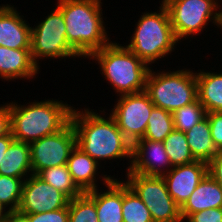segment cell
<instances>
[{
    "label": "cell",
    "mask_w": 222,
    "mask_h": 222,
    "mask_svg": "<svg viewBox=\"0 0 222 222\" xmlns=\"http://www.w3.org/2000/svg\"><path fill=\"white\" fill-rule=\"evenodd\" d=\"M73 109L71 123L76 133V145L97 163L104 159H132V143L118 128L114 118H104L89 109Z\"/></svg>",
    "instance_id": "cell-1"
},
{
    "label": "cell",
    "mask_w": 222,
    "mask_h": 222,
    "mask_svg": "<svg viewBox=\"0 0 222 222\" xmlns=\"http://www.w3.org/2000/svg\"><path fill=\"white\" fill-rule=\"evenodd\" d=\"M63 14L68 44L81 56L107 46L109 38L104 27L101 0H58Z\"/></svg>",
    "instance_id": "cell-2"
},
{
    "label": "cell",
    "mask_w": 222,
    "mask_h": 222,
    "mask_svg": "<svg viewBox=\"0 0 222 222\" xmlns=\"http://www.w3.org/2000/svg\"><path fill=\"white\" fill-rule=\"evenodd\" d=\"M73 108L63 101L45 100L30 105L9 104L11 134L31 143L61 131L70 121Z\"/></svg>",
    "instance_id": "cell-3"
},
{
    "label": "cell",
    "mask_w": 222,
    "mask_h": 222,
    "mask_svg": "<svg viewBox=\"0 0 222 222\" xmlns=\"http://www.w3.org/2000/svg\"><path fill=\"white\" fill-rule=\"evenodd\" d=\"M88 58L98 61L104 77L120 96L145 91L150 67L125 46L111 41Z\"/></svg>",
    "instance_id": "cell-4"
},
{
    "label": "cell",
    "mask_w": 222,
    "mask_h": 222,
    "mask_svg": "<svg viewBox=\"0 0 222 222\" xmlns=\"http://www.w3.org/2000/svg\"><path fill=\"white\" fill-rule=\"evenodd\" d=\"M159 8L160 13L141 15L131 42L125 46L148 65L171 53L178 42L166 6L162 3Z\"/></svg>",
    "instance_id": "cell-5"
},
{
    "label": "cell",
    "mask_w": 222,
    "mask_h": 222,
    "mask_svg": "<svg viewBox=\"0 0 222 222\" xmlns=\"http://www.w3.org/2000/svg\"><path fill=\"white\" fill-rule=\"evenodd\" d=\"M152 72L150 68L145 92L156 107L173 113L198 99L196 73L186 69Z\"/></svg>",
    "instance_id": "cell-6"
},
{
    "label": "cell",
    "mask_w": 222,
    "mask_h": 222,
    "mask_svg": "<svg viewBox=\"0 0 222 222\" xmlns=\"http://www.w3.org/2000/svg\"><path fill=\"white\" fill-rule=\"evenodd\" d=\"M162 3L169 12L177 41L198 34L211 20L222 27V10L216 11L217 0H162Z\"/></svg>",
    "instance_id": "cell-7"
},
{
    "label": "cell",
    "mask_w": 222,
    "mask_h": 222,
    "mask_svg": "<svg viewBox=\"0 0 222 222\" xmlns=\"http://www.w3.org/2000/svg\"><path fill=\"white\" fill-rule=\"evenodd\" d=\"M127 184L151 213L153 222H182L180 207L168 193L163 177L127 173Z\"/></svg>",
    "instance_id": "cell-8"
},
{
    "label": "cell",
    "mask_w": 222,
    "mask_h": 222,
    "mask_svg": "<svg viewBox=\"0 0 222 222\" xmlns=\"http://www.w3.org/2000/svg\"><path fill=\"white\" fill-rule=\"evenodd\" d=\"M62 11L55 10L35 28L31 27V56L38 66L42 57L61 58L80 55L68 44Z\"/></svg>",
    "instance_id": "cell-9"
},
{
    "label": "cell",
    "mask_w": 222,
    "mask_h": 222,
    "mask_svg": "<svg viewBox=\"0 0 222 222\" xmlns=\"http://www.w3.org/2000/svg\"><path fill=\"white\" fill-rule=\"evenodd\" d=\"M33 174L67 164L76 146V133L71 121L61 130L29 143Z\"/></svg>",
    "instance_id": "cell-10"
},
{
    "label": "cell",
    "mask_w": 222,
    "mask_h": 222,
    "mask_svg": "<svg viewBox=\"0 0 222 222\" xmlns=\"http://www.w3.org/2000/svg\"><path fill=\"white\" fill-rule=\"evenodd\" d=\"M154 106L145 91L122 95L110 115L124 136L133 144L144 137Z\"/></svg>",
    "instance_id": "cell-11"
},
{
    "label": "cell",
    "mask_w": 222,
    "mask_h": 222,
    "mask_svg": "<svg viewBox=\"0 0 222 222\" xmlns=\"http://www.w3.org/2000/svg\"><path fill=\"white\" fill-rule=\"evenodd\" d=\"M70 198L63 192L42 180L36 174H30L23 182L21 201L17 212L21 214H39L68 208Z\"/></svg>",
    "instance_id": "cell-12"
},
{
    "label": "cell",
    "mask_w": 222,
    "mask_h": 222,
    "mask_svg": "<svg viewBox=\"0 0 222 222\" xmlns=\"http://www.w3.org/2000/svg\"><path fill=\"white\" fill-rule=\"evenodd\" d=\"M130 162L127 171L146 176L163 177L168 172L167 170L170 171L172 168L164 143L143 138L132 144V160ZM164 167H166V171H164Z\"/></svg>",
    "instance_id": "cell-13"
},
{
    "label": "cell",
    "mask_w": 222,
    "mask_h": 222,
    "mask_svg": "<svg viewBox=\"0 0 222 222\" xmlns=\"http://www.w3.org/2000/svg\"><path fill=\"white\" fill-rule=\"evenodd\" d=\"M207 173L208 163L196 160L189 164L172 167L163 178L168 193L181 208Z\"/></svg>",
    "instance_id": "cell-14"
},
{
    "label": "cell",
    "mask_w": 222,
    "mask_h": 222,
    "mask_svg": "<svg viewBox=\"0 0 222 222\" xmlns=\"http://www.w3.org/2000/svg\"><path fill=\"white\" fill-rule=\"evenodd\" d=\"M13 6H0V46L31 49V27Z\"/></svg>",
    "instance_id": "cell-15"
},
{
    "label": "cell",
    "mask_w": 222,
    "mask_h": 222,
    "mask_svg": "<svg viewBox=\"0 0 222 222\" xmlns=\"http://www.w3.org/2000/svg\"><path fill=\"white\" fill-rule=\"evenodd\" d=\"M108 190L98 193V189L86 193L95 201L99 222H123L122 182L106 174L102 177Z\"/></svg>",
    "instance_id": "cell-16"
},
{
    "label": "cell",
    "mask_w": 222,
    "mask_h": 222,
    "mask_svg": "<svg viewBox=\"0 0 222 222\" xmlns=\"http://www.w3.org/2000/svg\"><path fill=\"white\" fill-rule=\"evenodd\" d=\"M222 208V189L216 180L207 173L180 208L182 221L192 213L206 209Z\"/></svg>",
    "instance_id": "cell-17"
},
{
    "label": "cell",
    "mask_w": 222,
    "mask_h": 222,
    "mask_svg": "<svg viewBox=\"0 0 222 222\" xmlns=\"http://www.w3.org/2000/svg\"><path fill=\"white\" fill-rule=\"evenodd\" d=\"M38 69L39 66L34 63L30 49L0 46V78L4 80L29 79L38 73Z\"/></svg>",
    "instance_id": "cell-18"
},
{
    "label": "cell",
    "mask_w": 222,
    "mask_h": 222,
    "mask_svg": "<svg viewBox=\"0 0 222 222\" xmlns=\"http://www.w3.org/2000/svg\"><path fill=\"white\" fill-rule=\"evenodd\" d=\"M98 166L99 163L77 145L71 151L67 161V168L73 181L83 192L98 188L95 183Z\"/></svg>",
    "instance_id": "cell-19"
},
{
    "label": "cell",
    "mask_w": 222,
    "mask_h": 222,
    "mask_svg": "<svg viewBox=\"0 0 222 222\" xmlns=\"http://www.w3.org/2000/svg\"><path fill=\"white\" fill-rule=\"evenodd\" d=\"M31 172V154L29 143L14 140L5 152L4 161L0 163V175L23 178Z\"/></svg>",
    "instance_id": "cell-20"
},
{
    "label": "cell",
    "mask_w": 222,
    "mask_h": 222,
    "mask_svg": "<svg viewBox=\"0 0 222 222\" xmlns=\"http://www.w3.org/2000/svg\"><path fill=\"white\" fill-rule=\"evenodd\" d=\"M198 100L208 112H222V73H196Z\"/></svg>",
    "instance_id": "cell-21"
},
{
    "label": "cell",
    "mask_w": 222,
    "mask_h": 222,
    "mask_svg": "<svg viewBox=\"0 0 222 222\" xmlns=\"http://www.w3.org/2000/svg\"><path fill=\"white\" fill-rule=\"evenodd\" d=\"M185 135L196 160L209 163L215 157L218 150L214 146L207 117L185 132Z\"/></svg>",
    "instance_id": "cell-22"
},
{
    "label": "cell",
    "mask_w": 222,
    "mask_h": 222,
    "mask_svg": "<svg viewBox=\"0 0 222 222\" xmlns=\"http://www.w3.org/2000/svg\"><path fill=\"white\" fill-rule=\"evenodd\" d=\"M36 175L55 189L66 194L70 199L84 193L73 181L67 164L41 170Z\"/></svg>",
    "instance_id": "cell-23"
},
{
    "label": "cell",
    "mask_w": 222,
    "mask_h": 222,
    "mask_svg": "<svg viewBox=\"0 0 222 222\" xmlns=\"http://www.w3.org/2000/svg\"><path fill=\"white\" fill-rule=\"evenodd\" d=\"M123 222H153L152 216L144 202L126 183H122Z\"/></svg>",
    "instance_id": "cell-24"
},
{
    "label": "cell",
    "mask_w": 222,
    "mask_h": 222,
    "mask_svg": "<svg viewBox=\"0 0 222 222\" xmlns=\"http://www.w3.org/2000/svg\"><path fill=\"white\" fill-rule=\"evenodd\" d=\"M163 143L172 167L196 161L187 143L185 132L174 129Z\"/></svg>",
    "instance_id": "cell-25"
},
{
    "label": "cell",
    "mask_w": 222,
    "mask_h": 222,
    "mask_svg": "<svg viewBox=\"0 0 222 222\" xmlns=\"http://www.w3.org/2000/svg\"><path fill=\"white\" fill-rule=\"evenodd\" d=\"M173 130L172 113L154 106L150 113L143 139L163 142Z\"/></svg>",
    "instance_id": "cell-26"
},
{
    "label": "cell",
    "mask_w": 222,
    "mask_h": 222,
    "mask_svg": "<svg viewBox=\"0 0 222 222\" xmlns=\"http://www.w3.org/2000/svg\"><path fill=\"white\" fill-rule=\"evenodd\" d=\"M174 129L187 132L195 124L206 117V111L200 101L197 99L191 104L185 105L172 113Z\"/></svg>",
    "instance_id": "cell-27"
},
{
    "label": "cell",
    "mask_w": 222,
    "mask_h": 222,
    "mask_svg": "<svg viewBox=\"0 0 222 222\" xmlns=\"http://www.w3.org/2000/svg\"><path fill=\"white\" fill-rule=\"evenodd\" d=\"M68 213V222H99L95 201L86 192L70 199Z\"/></svg>",
    "instance_id": "cell-28"
},
{
    "label": "cell",
    "mask_w": 222,
    "mask_h": 222,
    "mask_svg": "<svg viewBox=\"0 0 222 222\" xmlns=\"http://www.w3.org/2000/svg\"><path fill=\"white\" fill-rule=\"evenodd\" d=\"M24 180L0 175V203L8 207L10 212L17 211L21 201Z\"/></svg>",
    "instance_id": "cell-29"
},
{
    "label": "cell",
    "mask_w": 222,
    "mask_h": 222,
    "mask_svg": "<svg viewBox=\"0 0 222 222\" xmlns=\"http://www.w3.org/2000/svg\"><path fill=\"white\" fill-rule=\"evenodd\" d=\"M29 222H68V208H61L55 211L42 212L39 214H23Z\"/></svg>",
    "instance_id": "cell-30"
},
{
    "label": "cell",
    "mask_w": 222,
    "mask_h": 222,
    "mask_svg": "<svg viewBox=\"0 0 222 222\" xmlns=\"http://www.w3.org/2000/svg\"><path fill=\"white\" fill-rule=\"evenodd\" d=\"M208 118L211 137L217 150L222 149V112H208Z\"/></svg>",
    "instance_id": "cell-31"
},
{
    "label": "cell",
    "mask_w": 222,
    "mask_h": 222,
    "mask_svg": "<svg viewBox=\"0 0 222 222\" xmlns=\"http://www.w3.org/2000/svg\"><path fill=\"white\" fill-rule=\"evenodd\" d=\"M187 222H222V208L206 209L190 214Z\"/></svg>",
    "instance_id": "cell-32"
},
{
    "label": "cell",
    "mask_w": 222,
    "mask_h": 222,
    "mask_svg": "<svg viewBox=\"0 0 222 222\" xmlns=\"http://www.w3.org/2000/svg\"><path fill=\"white\" fill-rule=\"evenodd\" d=\"M208 173L216 180L222 189V149L208 163Z\"/></svg>",
    "instance_id": "cell-33"
},
{
    "label": "cell",
    "mask_w": 222,
    "mask_h": 222,
    "mask_svg": "<svg viewBox=\"0 0 222 222\" xmlns=\"http://www.w3.org/2000/svg\"><path fill=\"white\" fill-rule=\"evenodd\" d=\"M11 132L10 128V112L9 104L0 107V137L8 135Z\"/></svg>",
    "instance_id": "cell-34"
},
{
    "label": "cell",
    "mask_w": 222,
    "mask_h": 222,
    "mask_svg": "<svg viewBox=\"0 0 222 222\" xmlns=\"http://www.w3.org/2000/svg\"><path fill=\"white\" fill-rule=\"evenodd\" d=\"M14 140L11 132L8 135L0 137V163L4 161L5 152Z\"/></svg>",
    "instance_id": "cell-35"
},
{
    "label": "cell",
    "mask_w": 222,
    "mask_h": 222,
    "mask_svg": "<svg viewBox=\"0 0 222 222\" xmlns=\"http://www.w3.org/2000/svg\"><path fill=\"white\" fill-rule=\"evenodd\" d=\"M6 222H29L28 219L17 211L10 212Z\"/></svg>",
    "instance_id": "cell-36"
},
{
    "label": "cell",
    "mask_w": 222,
    "mask_h": 222,
    "mask_svg": "<svg viewBox=\"0 0 222 222\" xmlns=\"http://www.w3.org/2000/svg\"><path fill=\"white\" fill-rule=\"evenodd\" d=\"M5 208L6 207L2 203H0V222L6 220L9 213H10L9 210H7V212H6Z\"/></svg>",
    "instance_id": "cell-37"
}]
</instances>
